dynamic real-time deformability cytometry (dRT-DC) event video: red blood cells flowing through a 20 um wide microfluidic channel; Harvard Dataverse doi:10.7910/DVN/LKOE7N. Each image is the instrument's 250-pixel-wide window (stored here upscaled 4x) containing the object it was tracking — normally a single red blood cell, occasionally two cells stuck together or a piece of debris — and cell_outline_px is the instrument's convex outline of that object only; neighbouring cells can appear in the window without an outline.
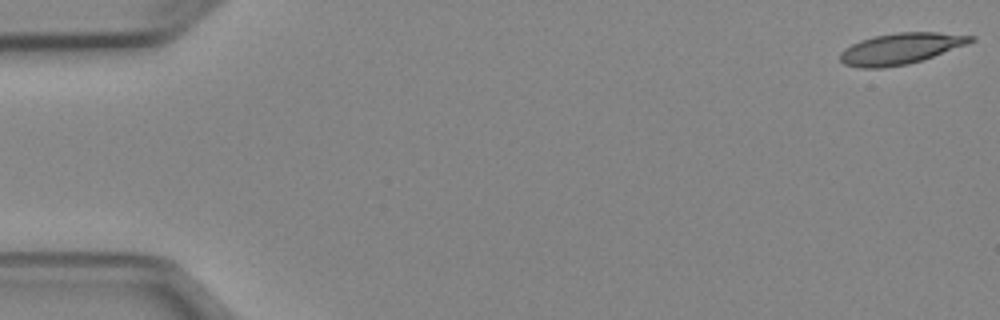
{"species": "Egyptian fruit bat (a non-hibernating species)", "species_latin": "Rousettus aegyptiacus", "temperature_condition": "cold", "stored_images_in_passage": 51, "camera_frame_rate_fps": 3000, "um_per_image_px": 0.085, "animal": {"sex": "female"}, "frame": {"image": 1, "passage_image": 1, "time_ms": 0.0, "image_size_px": [1000, 320], "cell_outline_px": [[976, 40], [968, 44], [908, 64], [884, 68], [860, 68], [844, 64], [840, 60], [840, 52], [844, 48], [860, 40], [872, 36], [896, 32], [936, 32], [976, 36]], "centroid_in_image_um": [76.53, 4.12], "position_along_channel_um": 8.5, "area_um2": 23.7}}
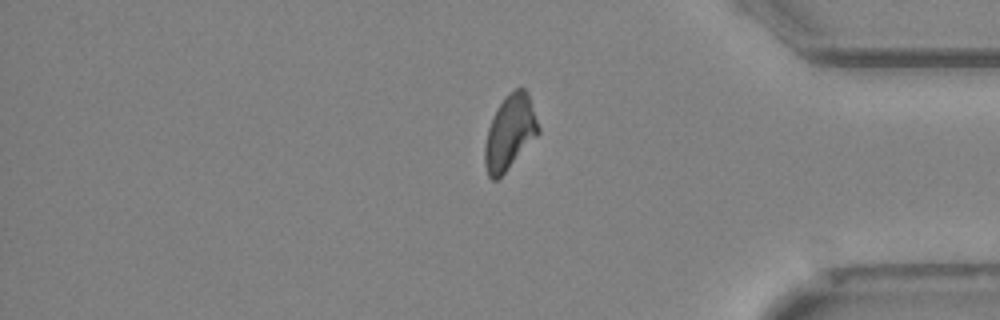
{"frame": {"image": 2, "passage_image": 43, "time_ms": 14.0, "image_size_px": [1000, 320], "cell_outline_px": [[540, 132], [504, 172], [496, 180], [492, 180], [488, 176], [484, 164], [484, 144], [488, 128], [504, 96], [508, 92], [516, 88], [524, 88], [528, 92], [540, 128]], "centroid_in_image_um": [43.33, 11.23], "position_along_channel_um": 391.9, "area_um2": 22.95}}
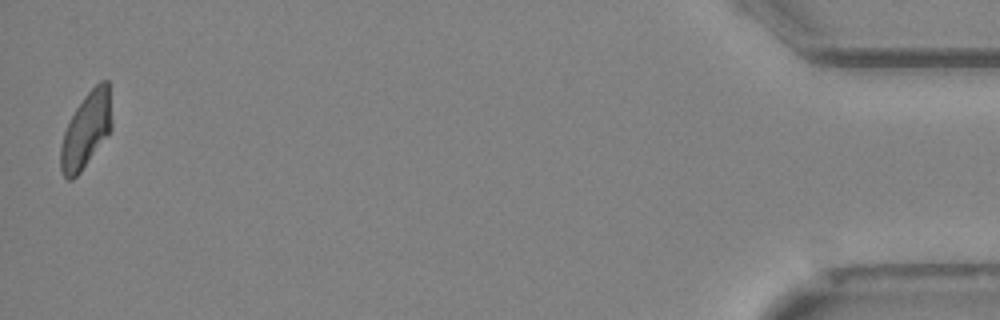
{"frame": {"image": 3, "passage_image": 51, "time_ms": 16.667, "image_size_px": [1000, 320], "cell_outline_px": [[112, 128], [80, 172], [72, 180], [68, 180], [64, 176], [60, 168], [60, 144], [64, 132], [76, 108], [84, 96], [100, 80], [108, 80], [112, 124]], "centroid_in_image_um": [7.31, 11.06], "position_along_channel_um": 427.9, "area_um2": 22.14}, "authors_computed_cell_mechanics": {"area_um2": 23.698, "velocity_mm_per_s": 3.9305, "shape_relaxation_time_tau1_ms": 10.0388, "shape_relaxation_time_tau2_ms": 3.2309, "deformation_change_tau1": 0.2443, "deformation_change_tau2": 0.1018}}